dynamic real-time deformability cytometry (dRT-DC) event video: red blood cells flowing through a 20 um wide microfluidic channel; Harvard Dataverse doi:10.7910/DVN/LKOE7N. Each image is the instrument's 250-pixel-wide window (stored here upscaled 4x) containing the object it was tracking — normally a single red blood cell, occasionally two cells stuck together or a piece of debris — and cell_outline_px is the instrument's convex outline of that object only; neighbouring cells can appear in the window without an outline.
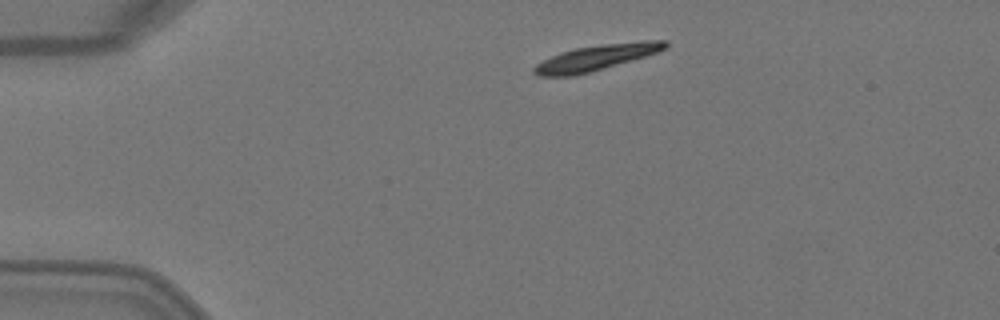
{"species": "Egyptian fruit bat (a non-hibernating species)", "species_latin": "Rousettus aegyptiacus", "temperature_condition": "warm", "stored_images_in_passage": 2, "camera_frame_rate_fps": 3000, "um_per_image_px": 0.085, "animal": {"sex": "female"}, "frame": {"image": 1, "passage_image": 1, "time_ms": 0.0, "image_size_px": [1000, 320], "cell_outline_px": [[668, 48], [644, 56], [588, 72], [572, 76], [536, 76], [532, 72], [532, 68], [536, 64], [560, 52], [576, 48], [604, 44], [640, 40], [668, 40]], "centroid_in_image_um": [50.66, 4.88], "position_along_channel_um": 34.3, "area_um2": 19.31}}